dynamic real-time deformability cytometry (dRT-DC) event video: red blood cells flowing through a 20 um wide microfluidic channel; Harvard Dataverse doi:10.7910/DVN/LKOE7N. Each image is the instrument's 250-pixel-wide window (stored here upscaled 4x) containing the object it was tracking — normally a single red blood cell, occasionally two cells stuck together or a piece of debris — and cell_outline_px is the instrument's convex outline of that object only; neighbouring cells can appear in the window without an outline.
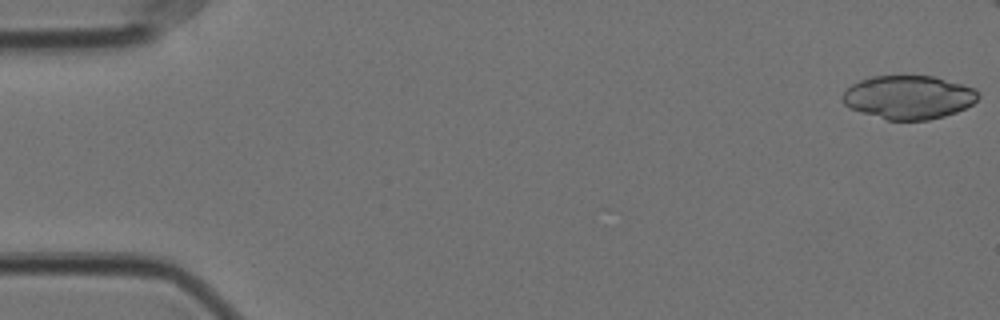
{"species": "Egyptian fruit bat (a non-hibernating species)", "species_latin": "Rousettus aegyptiacus", "temperature_condition": "cold", "stored_images_in_passage": 18, "camera_frame_rate_fps": 3000, "um_per_image_px": 0.085, "animal": {"sex": "female"}, "frame": {"image": 1, "passage_image": 1, "time_ms": 0.0, "image_size_px": [1000, 320], "cell_outline_px": [[980, 96], [972, 104], [956, 112], [944, 116], [928, 120], [888, 120], [860, 112], [848, 108], [840, 100], [844, 92], [852, 84], [860, 80], [872, 76], [932, 76], [964, 84], [976, 88]], "centroid_in_image_um": [77.22, 8.26], "position_along_channel_um": 7.8, "area_um2": 34.56}}